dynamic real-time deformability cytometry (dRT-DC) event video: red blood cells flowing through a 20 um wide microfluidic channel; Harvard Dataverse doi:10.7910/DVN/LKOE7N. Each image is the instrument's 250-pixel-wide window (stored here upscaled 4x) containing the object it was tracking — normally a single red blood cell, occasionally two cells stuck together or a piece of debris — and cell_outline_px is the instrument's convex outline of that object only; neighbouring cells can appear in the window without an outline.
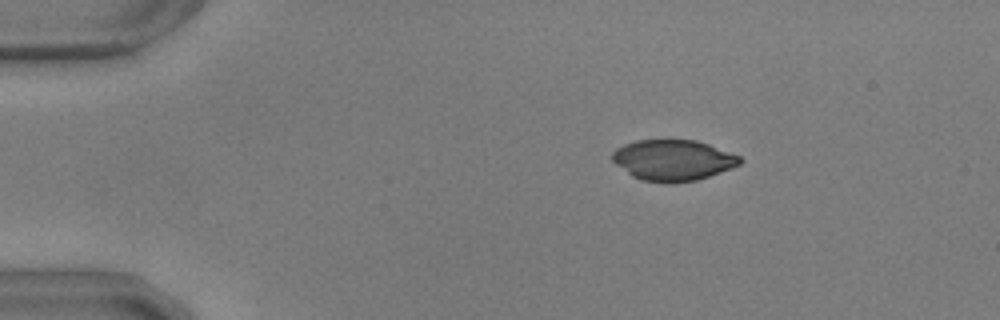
{"species": "common noctule bat (a hibernating species)", "species_latin": "Nyctalus noctula", "temperature_condition": "warm", "stored_images_in_passage": 47, "camera_frame_rate_fps": 3000, "um_per_image_px": 0.085, "animal": {"sex": "male", "body_mass_g": 17.9, "forearm_length_mm": 54.2}, "frame": {"image": 1, "passage_image": 1, "time_ms": 0.0, "image_size_px": [1000, 320], "cell_outline_px": [[744, 160], [740, 164], [732, 168], [696, 180], [668, 184], [640, 180], [632, 176], [616, 164], [612, 160], [612, 152], [616, 148], [624, 144], [636, 140], [696, 140], [708, 144], [740, 156]], "centroid_in_image_um": [57.2, 13.62], "position_along_channel_um": 27.8, "area_um2": 30.46}}
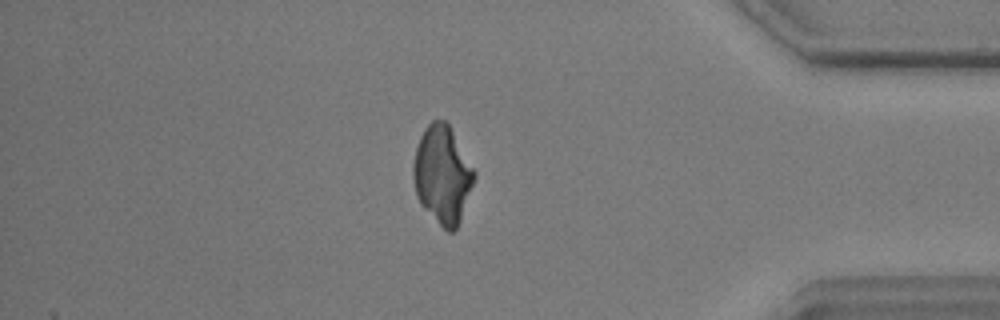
{"frame": {"image": 2, "passage_image": 39, "time_ms": 12.667, "image_size_px": [1000, 320], "cell_outline_px": [[476, 176], [460, 220], [456, 228], [452, 232], [448, 232], [420, 204], [416, 196], [412, 176], [412, 164], [416, 148], [420, 136], [424, 128], [432, 120], [448, 120], [476, 172]], "centroid_in_image_um": [37.6, 14.79], "position_along_channel_um": 397.6, "area_um2": 34.97}}
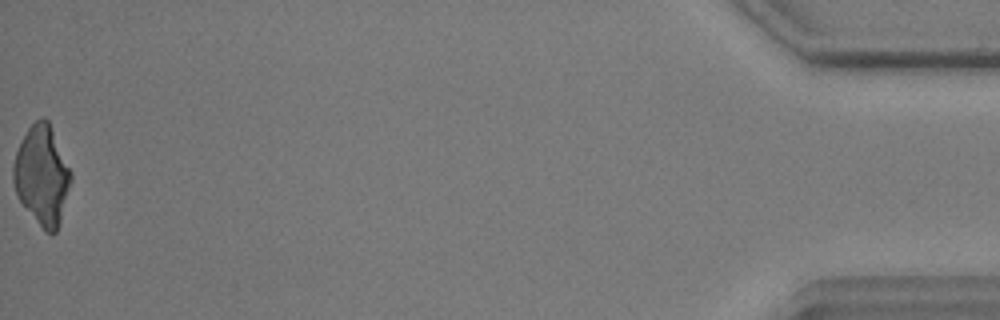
{"frame": {"image": 3, "passage_image": 47, "time_ms": 15.333, "image_size_px": [1000, 320], "cell_outline_px": [[72, 180], [60, 224], [56, 232], [52, 236], [44, 232], [20, 200], [16, 192], [12, 180], [12, 164], [16, 152], [28, 128], [40, 116], [44, 116], [48, 120], [72, 172]], "centroid_in_image_um": [3.58, 14.93], "position_along_channel_um": 431.6, "area_um2": 33.52}}